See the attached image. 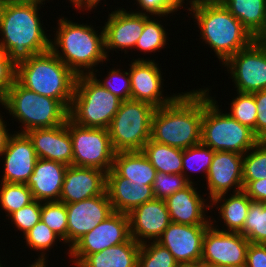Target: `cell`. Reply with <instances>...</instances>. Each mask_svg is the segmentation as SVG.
<instances>
[{
	"label": "cell",
	"mask_w": 266,
	"mask_h": 267,
	"mask_svg": "<svg viewBox=\"0 0 266 267\" xmlns=\"http://www.w3.org/2000/svg\"><path fill=\"white\" fill-rule=\"evenodd\" d=\"M67 167L59 162L38 158L26 183L33 199L39 202L59 201Z\"/></svg>",
	"instance_id": "obj_25"
},
{
	"label": "cell",
	"mask_w": 266,
	"mask_h": 267,
	"mask_svg": "<svg viewBox=\"0 0 266 267\" xmlns=\"http://www.w3.org/2000/svg\"><path fill=\"white\" fill-rule=\"evenodd\" d=\"M239 233L251 243L266 244V203L251 201L243 229Z\"/></svg>",
	"instance_id": "obj_35"
},
{
	"label": "cell",
	"mask_w": 266,
	"mask_h": 267,
	"mask_svg": "<svg viewBox=\"0 0 266 267\" xmlns=\"http://www.w3.org/2000/svg\"><path fill=\"white\" fill-rule=\"evenodd\" d=\"M128 216L130 236L139 244L157 241L171 223L164 199L145 202L134 208Z\"/></svg>",
	"instance_id": "obj_20"
},
{
	"label": "cell",
	"mask_w": 266,
	"mask_h": 267,
	"mask_svg": "<svg viewBox=\"0 0 266 267\" xmlns=\"http://www.w3.org/2000/svg\"><path fill=\"white\" fill-rule=\"evenodd\" d=\"M137 2V8L134 11L136 13L147 14L150 16L159 17L158 19H163L161 17H168L177 14L176 12L180 11L182 8L187 10L188 2L185 3V0H134ZM188 1V0H186ZM185 4V6H184ZM181 8V9H180ZM142 9V10H141ZM179 9V10H178ZM174 13V14H173ZM171 14V15H170Z\"/></svg>",
	"instance_id": "obj_41"
},
{
	"label": "cell",
	"mask_w": 266,
	"mask_h": 267,
	"mask_svg": "<svg viewBox=\"0 0 266 267\" xmlns=\"http://www.w3.org/2000/svg\"><path fill=\"white\" fill-rule=\"evenodd\" d=\"M0 106L18 124L21 123L18 127L21 130L14 131L17 133L56 127L68 119V109L59 100L39 95L23 87L17 80L7 91Z\"/></svg>",
	"instance_id": "obj_6"
},
{
	"label": "cell",
	"mask_w": 266,
	"mask_h": 267,
	"mask_svg": "<svg viewBox=\"0 0 266 267\" xmlns=\"http://www.w3.org/2000/svg\"><path fill=\"white\" fill-rule=\"evenodd\" d=\"M141 244L131 237L124 243L88 255L77 267H138Z\"/></svg>",
	"instance_id": "obj_28"
},
{
	"label": "cell",
	"mask_w": 266,
	"mask_h": 267,
	"mask_svg": "<svg viewBox=\"0 0 266 267\" xmlns=\"http://www.w3.org/2000/svg\"><path fill=\"white\" fill-rule=\"evenodd\" d=\"M77 75L49 49L16 66V80L39 95L59 100L68 110Z\"/></svg>",
	"instance_id": "obj_5"
},
{
	"label": "cell",
	"mask_w": 266,
	"mask_h": 267,
	"mask_svg": "<svg viewBox=\"0 0 266 267\" xmlns=\"http://www.w3.org/2000/svg\"><path fill=\"white\" fill-rule=\"evenodd\" d=\"M106 193L114 212L129 214L134 208L155 199L151 185H139L120 177L113 169L106 175Z\"/></svg>",
	"instance_id": "obj_24"
},
{
	"label": "cell",
	"mask_w": 266,
	"mask_h": 267,
	"mask_svg": "<svg viewBox=\"0 0 266 267\" xmlns=\"http://www.w3.org/2000/svg\"><path fill=\"white\" fill-rule=\"evenodd\" d=\"M16 80V65L0 50V103Z\"/></svg>",
	"instance_id": "obj_44"
},
{
	"label": "cell",
	"mask_w": 266,
	"mask_h": 267,
	"mask_svg": "<svg viewBox=\"0 0 266 267\" xmlns=\"http://www.w3.org/2000/svg\"><path fill=\"white\" fill-rule=\"evenodd\" d=\"M156 108L136 100L122 101L108 128L115 152L142 151L151 138L152 117Z\"/></svg>",
	"instance_id": "obj_9"
},
{
	"label": "cell",
	"mask_w": 266,
	"mask_h": 267,
	"mask_svg": "<svg viewBox=\"0 0 266 267\" xmlns=\"http://www.w3.org/2000/svg\"><path fill=\"white\" fill-rule=\"evenodd\" d=\"M143 154L157 172L182 174L183 150L149 140L143 147Z\"/></svg>",
	"instance_id": "obj_29"
},
{
	"label": "cell",
	"mask_w": 266,
	"mask_h": 267,
	"mask_svg": "<svg viewBox=\"0 0 266 267\" xmlns=\"http://www.w3.org/2000/svg\"><path fill=\"white\" fill-rule=\"evenodd\" d=\"M22 236L26 240L24 242H26L28 248L37 251V254L40 253L34 262L48 263L49 260L46 258V252L52 250L54 245L57 247V241L64 244L63 240L42 221H39L30 231Z\"/></svg>",
	"instance_id": "obj_32"
},
{
	"label": "cell",
	"mask_w": 266,
	"mask_h": 267,
	"mask_svg": "<svg viewBox=\"0 0 266 267\" xmlns=\"http://www.w3.org/2000/svg\"><path fill=\"white\" fill-rule=\"evenodd\" d=\"M42 202L33 200L28 205L18 211L13 212L8 220H11L12 227L23 232V235L30 231L39 221H41Z\"/></svg>",
	"instance_id": "obj_43"
},
{
	"label": "cell",
	"mask_w": 266,
	"mask_h": 267,
	"mask_svg": "<svg viewBox=\"0 0 266 267\" xmlns=\"http://www.w3.org/2000/svg\"><path fill=\"white\" fill-rule=\"evenodd\" d=\"M230 102L227 113L239 123L248 126L256 136L257 107L253 93L237 92Z\"/></svg>",
	"instance_id": "obj_38"
},
{
	"label": "cell",
	"mask_w": 266,
	"mask_h": 267,
	"mask_svg": "<svg viewBox=\"0 0 266 267\" xmlns=\"http://www.w3.org/2000/svg\"><path fill=\"white\" fill-rule=\"evenodd\" d=\"M161 22L154 16L144 14V29L135 45L136 50H139L140 53L144 52L145 55L146 53L151 54L166 48L165 45L168 44L169 37L167 36L166 28L163 27L164 25Z\"/></svg>",
	"instance_id": "obj_31"
},
{
	"label": "cell",
	"mask_w": 266,
	"mask_h": 267,
	"mask_svg": "<svg viewBox=\"0 0 266 267\" xmlns=\"http://www.w3.org/2000/svg\"><path fill=\"white\" fill-rule=\"evenodd\" d=\"M256 107V137L259 140H266V90L253 93Z\"/></svg>",
	"instance_id": "obj_45"
},
{
	"label": "cell",
	"mask_w": 266,
	"mask_h": 267,
	"mask_svg": "<svg viewBox=\"0 0 266 267\" xmlns=\"http://www.w3.org/2000/svg\"><path fill=\"white\" fill-rule=\"evenodd\" d=\"M45 4L0 6V50L7 53L16 66L50 49L51 35L45 32L38 12Z\"/></svg>",
	"instance_id": "obj_2"
},
{
	"label": "cell",
	"mask_w": 266,
	"mask_h": 267,
	"mask_svg": "<svg viewBox=\"0 0 266 267\" xmlns=\"http://www.w3.org/2000/svg\"><path fill=\"white\" fill-rule=\"evenodd\" d=\"M262 179H266V140H260L243 155V187Z\"/></svg>",
	"instance_id": "obj_36"
},
{
	"label": "cell",
	"mask_w": 266,
	"mask_h": 267,
	"mask_svg": "<svg viewBox=\"0 0 266 267\" xmlns=\"http://www.w3.org/2000/svg\"><path fill=\"white\" fill-rule=\"evenodd\" d=\"M41 221L56 233L66 245L68 222L65 203L61 201L42 202Z\"/></svg>",
	"instance_id": "obj_39"
},
{
	"label": "cell",
	"mask_w": 266,
	"mask_h": 267,
	"mask_svg": "<svg viewBox=\"0 0 266 267\" xmlns=\"http://www.w3.org/2000/svg\"><path fill=\"white\" fill-rule=\"evenodd\" d=\"M122 100L103 87L92 75L76 78L68 118L91 128L108 129Z\"/></svg>",
	"instance_id": "obj_8"
},
{
	"label": "cell",
	"mask_w": 266,
	"mask_h": 267,
	"mask_svg": "<svg viewBox=\"0 0 266 267\" xmlns=\"http://www.w3.org/2000/svg\"><path fill=\"white\" fill-rule=\"evenodd\" d=\"M192 183L185 189L165 199L171 222L183 225H211L206 213L210 210V201H206L201 192Z\"/></svg>",
	"instance_id": "obj_22"
},
{
	"label": "cell",
	"mask_w": 266,
	"mask_h": 267,
	"mask_svg": "<svg viewBox=\"0 0 266 267\" xmlns=\"http://www.w3.org/2000/svg\"><path fill=\"white\" fill-rule=\"evenodd\" d=\"M223 0H189V4H199V3H221Z\"/></svg>",
	"instance_id": "obj_52"
},
{
	"label": "cell",
	"mask_w": 266,
	"mask_h": 267,
	"mask_svg": "<svg viewBox=\"0 0 266 267\" xmlns=\"http://www.w3.org/2000/svg\"><path fill=\"white\" fill-rule=\"evenodd\" d=\"M250 242L237 232H225L210 225L203 237L200 263L210 267L243 265Z\"/></svg>",
	"instance_id": "obj_13"
},
{
	"label": "cell",
	"mask_w": 266,
	"mask_h": 267,
	"mask_svg": "<svg viewBox=\"0 0 266 267\" xmlns=\"http://www.w3.org/2000/svg\"><path fill=\"white\" fill-rule=\"evenodd\" d=\"M243 191L252 201L266 203V179L249 181Z\"/></svg>",
	"instance_id": "obj_47"
},
{
	"label": "cell",
	"mask_w": 266,
	"mask_h": 267,
	"mask_svg": "<svg viewBox=\"0 0 266 267\" xmlns=\"http://www.w3.org/2000/svg\"><path fill=\"white\" fill-rule=\"evenodd\" d=\"M130 237L128 214L113 212L69 249L70 261L77 267L88 255L122 244Z\"/></svg>",
	"instance_id": "obj_11"
},
{
	"label": "cell",
	"mask_w": 266,
	"mask_h": 267,
	"mask_svg": "<svg viewBox=\"0 0 266 267\" xmlns=\"http://www.w3.org/2000/svg\"><path fill=\"white\" fill-rule=\"evenodd\" d=\"M210 91V87H204L201 143L213 151L235 152L244 155L260 140L254 135L252 129L222 111L218 101L210 95Z\"/></svg>",
	"instance_id": "obj_7"
},
{
	"label": "cell",
	"mask_w": 266,
	"mask_h": 267,
	"mask_svg": "<svg viewBox=\"0 0 266 267\" xmlns=\"http://www.w3.org/2000/svg\"><path fill=\"white\" fill-rule=\"evenodd\" d=\"M67 246L66 252L86 233L93 230L114 211L107 193L90 197L76 203L66 204Z\"/></svg>",
	"instance_id": "obj_15"
},
{
	"label": "cell",
	"mask_w": 266,
	"mask_h": 267,
	"mask_svg": "<svg viewBox=\"0 0 266 267\" xmlns=\"http://www.w3.org/2000/svg\"><path fill=\"white\" fill-rule=\"evenodd\" d=\"M0 183V207L5 211L7 218L34 200L30 188L26 184Z\"/></svg>",
	"instance_id": "obj_34"
},
{
	"label": "cell",
	"mask_w": 266,
	"mask_h": 267,
	"mask_svg": "<svg viewBox=\"0 0 266 267\" xmlns=\"http://www.w3.org/2000/svg\"><path fill=\"white\" fill-rule=\"evenodd\" d=\"M27 265V267H47L48 263L32 262V264Z\"/></svg>",
	"instance_id": "obj_53"
},
{
	"label": "cell",
	"mask_w": 266,
	"mask_h": 267,
	"mask_svg": "<svg viewBox=\"0 0 266 267\" xmlns=\"http://www.w3.org/2000/svg\"><path fill=\"white\" fill-rule=\"evenodd\" d=\"M221 267H247L246 264L243 265H227V266H221Z\"/></svg>",
	"instance_id": "obj_55"
},
{
	"label": "cell",
	"mask_w": 266,
	"mask_h": 267,
	"mask_svg": "<svg viewBox=\"0 0 266 267\" xmlns=\"http://www.w3.org/2000/svg\"><path fill=\"white\" fill-rule=\"evenodd\" d=\"M129 65L131 78V99L146 102L155 108L170 104L180 93L170 96L165 94L162 68L159 63L150 58L133 59ZM158 63V64H157Z\"/></svg>",
	"instance_id": "obj_14"
},
{
	"label": "cell",
	"mask_w": 266,
	"mask_h": 267,
	"mask_svg": "<svg viewBox=\"0 0 266 267\" xmlns=\"http://www.w3.org/2000/svg\"><path fill=\"white\" fill-rule=\"evenodd\" d=\"M253 42L266 52V15L259 31L253 36Z\"/></svg>",
	"instance_id": "obj_50"
},
{
	"label": "cell",
	"mask_w": 266,
	"mask_h": 267,
	"mask_svg": "<svg viewBox=\"0 0 266 267\" xmlns=\"http://www.w3.org/2000/svg\"><path fill=\"white\" fill-rule=\"evenodd\" d=\"M106 175L107 172L96 168L68 166L59 201L70 204L103 195L106 192Z\"/></svg>",
	"instance_id": "obj_21"
},
{
	"label": "cell",
	"mask_w": 266,
	"mask_h": 267,
	"mask_svg": "<svg viewBox=\"0 0 266 267\" xmlns=\"http://www.w3.org/2000/svg\"><path fill=\"white\" fill-rule=\"evenodd\" d=\"M57 24L54 38L50 39L51 51L77 76L100 73L96 67L109 60L103 27L98 33L93 25L76 23L62 16Z\"/></svg>",
	"instance_id": "obj_3"
},
{
	"label": "cell",
	"mask_w": 266,
	"mask_h": 267,
	"mask_svg": "<svg viewBox=\"0 0 266 267\" xmlns=\"http://www.w3.org/2000/svg\"><path fill=\"white\" fill-rule=\"evenodd\" d=\"M203 112L204 88L180 92L170 104L156 108L150 139L182 150L200 144Z\"/></svg>",
	"instance_id": "obj_1"
},
{
	"label": "cell",
	"mask_w": 266,
	"mask_h": 267,
	"mask_svg": "<svg viewBox=\"0 0 266 267\" xmlns=\"http://www.w3.org/2000/svg\"><path fill=\"white\" fill-rule=\"evenodd\" d=\"M101 1L102 0H72L70 4L75 7L76 11L79 10V13L83 11L84 14V11L87 10L86 12H91L93 9H96L97 6H100L99 3H102ZM104 1L106 2V0Z\"/></svg>",
	"instance_id": "obj_48"
},
{
	"label": "cell",
	"mask_w": 266,
	"mask_h": 267,
	"mask_svg": "<svg viewBox=\"0 0 266 267\" xmlns=\"http://www.w3.org/2000/svg\"><path fill=\"white\" fill-rule=\"evenodd\" d=\"M210 225H183L171 222L157 239L180 266L200 263L203 237Z\"/></svg>",
	"instance_id": "obj_16"
},
{
	"label": "cell",
	"mask_w": 266,
	"mask_h": 267,
	"mask_svg": "<svg viewBox=\"0 0 266 267\" xmlns=\"http://www.w3.org/2000/svg\"><path fill=\"white\" fill-rule=\"evenodd\" d=\"M112 169L129 182L153 185L157 170L142 151L116 152Z\"/></svg>",
	"instance_id": "obj_27"
},
{
	"label": "cell",
	"mask_w": 266,
	"mask_h": 267,
	"mask_svg": "<svg viewBox=\"0 0 266 267\" xmlns=\"http://www.w3.org/2000/svg\"><path fill=\"white\" fill-rule=\"evenodd\" d=\"M116 9L109 13L103 26L107 58L111 51H125L124 54H128V50L135 48L144 29V14L121 7Z\"/></svg>",
	"instance_id": "obj_17"
},
{
	"label": "cell",
	"mask_w": 266,
	"mask_h": 267,
	"mask_svg": "<svg viewBox=\"0 0 266 267\" xmlns=\"http://www.w3.org/2000/svg\"><path fill=\"white\" fill-rule=\"evenodd\" d=\"M103 87L116 95L122 101L131 99V78L129 70L113 68L107 72L105 78L98 79L96 73L91 74Z\"/></svg>",
	"instance_id": "obj_40"
},
{
	"label": "cell",
	"mask_w": 266,
	"mask_h": 267,
	"mask_svg": "<svg viewBox=\"0 0 266 267\" xmlns=\"http://www.w3.org/2000/svg\"><path fill=\"white\" fill-rule=\"evenodd\" d=\"M181 267H210V266L205 265L203 263H197V264L184 265V266H181Z\"/></svg>",
	"instance_id": "obj_54"
},
{
	"label": "cell",
	"mask_w": 266,
	"mask_h": 267,
	"mask_svg": "<svg viewBox=\"0 0 266 267\" xmlns=\"http://www.w3.org/2000/svg\"><path fill=\"white\" fill-rule=\"evenodd\" d=\"M46 0H0V6L12 4L45 3Z\"/></svg>",
	"instance_id": "obj_51"
},
{
	"label": "cell",
	"mask_w": 266,
	"mask_h": 267,
	"mask_svg": "<svg viewBox=\"0 0 266 267\" xmlns=\"http://www.w3.org/2000/svg\"><path fill=\"white\" fill-rule=\"evenodd\" d=\"M214 153L215 151H213L210 147L203 145L202 143L184 149L182 157V175L191 184L195 182L192 180L191 175H188L190 172L201 174L203 172L205 174H203V178H206Z\"/></svg>",
	"instance_id": "obj_33"
},
{
	"label": "cell",
	"mask_w": 266,
	"mask_h": 267,
	"mask_svg": "<svg viewBox=\"0 0 266 267\" xmlns=\"http://www.w3.org/2000/svg\"><path fill=\"white\" fill-rule=\"evenodd\" d=\"M188 15L195 19L202 43L213 50L220 64L253 43V36L222 3L189 4Z\"/></svg>",
	"instance_id": "obj_4"
},
{
	"label": "cell",
	"mask_w": 266,
	"mask_h": 267,
	"mask_svg": "<svg viewBox=\"0 0 266 267\" xmlns=\"http://www.w3.org/2000/svg\"><path fill=\"white\" fill-rule=\"evenodd\" d=\"M3 117L4 116H2V114L0 113V156L6 148L9 137L12 135L7 127V122L4 120Z\"/></svg>",
	"instance_id": "obj_49"
},
{
	"label": "cell",
	"mask_w": 266,
	"mask_h": 267,
	"mask_svg": "<svg viewBox=\"0 0 266 267\" xmlns=\"http://www.w3.org/2000/svg\"><path fill=\"white\" fill-rule=\"evenodd\" d=\"M138 267H181L169 250L156 241L141 244Z\"/></svg>",
	"instance_id": "obj_37"
},
{
	"label": "cell",
	"mask_w": 266,
	"mask_h": 267,
	"mask_svg": "<svg viewBox=\"0 0 266 267\" xmlns=\"http://www.w3.org/2000/svg\"><path fill=\"white\" fill-rule=\"evenodd\" d=\"M68 130L73 146V166L105 172L112 169L116 152L108 129L83 127L68 118Z\"/></svg>",
	"instance_id": "obj_10"
},
{
	"label": "cell",
	"mask_w": 266,
	"mask_h": 267,
	"mask_svg": "<svg viewBox=\"0 0 266 267\" xmlns=\"http://www.w3.org/2000/svg\"><path fill=\"white\" fill-rule=\"evenodd\" d=\"M3 171L0 182L26 184L32 175L38 156L31 140L24 133L12 131L5 150L0 156Z\"/></svg>",
	"instance_id": "obj_19"
},
{
	"label": "cell",
	"mask_w": 266,
	"mask_h": 267,
	"mask_svg": "<svg viewBox=\"0 0 266 267\" xmlns=\"http://www.w3.org/2000/svg\"><path fill=\"white\" fill-rule=\"evenodd\" d=\"M224 7L254 36L266 15V0H223Z\"/></svg>",
	"instance_id": "obj_30"
},
{
	"label": "cell",
	"mask_w": 266,
	"mask_h": 267,
	"mask_svg": "<svg viewBox=\"0 0 266 267\" xmlns=\"http://www.w3.org/2000/svg\"><path fill=\"white\" fill-rule=\"evenodd\" d=\"M245 264L247 267H266V244L250 242Z\"/></svg>",
	"instance_id": "obj_46"
},
{
	"label": "cell",
	"mask_w": 266,
	"mask_h": 267,
	"mask_svg": "<svg viewBox=\"0 0 266 267\" xmlns=\"http://www.w3.org/2000/svg\"><path fill=\"white\" fill-rule=\"evenodd\" d=\"M1 259V257H0ZM4 264H2V261L0 260V267H6L5 265L3 266Z\"/></svg>",
	"instance_id": "obj_56"
},
{
	"label": "cell",
	"mask_w": 266,
	"mask_h": 267,
	"mask_svg": "<svg viewBox=\"0 0 266 267\" xmlns=\"http://www.w3.org/2000/svg\"><path fill=\"white\" fill-rule=\"evenodd\" d=\"M251 201L243 190L216 196L210 201V209L216 207L219 217H221L218 220H222L224 226L221 227L222 229L218 225L216 226L219 221H216L215 218H213L214 221L210 219L211 225L221 231L239 233L243 229Z\"/></svg>",
	"instance_id": "obj_26"
},
{
	"label": "cell",
	"mask_w": 266,
	"mask_h": 267,
	"mask_svg": "<svg viewBox=\"0 0 266 267\" xmlns=\"http://www.w3.org/2000/svg\"><path fill=\"white\" fill-rule=\"evenodd\" d=\"M207 199L243 190V155L235 152L215 151L206 176ZM229 191V192H228Z\"/></svg>",
	"instance_id": "obj_18"
},
{
	"label": "cell",
	"mask_w": 266,
	"mask_h": 267,
	"mask_svg": "<svg viewBox=\"0 0 266 267\" xmlns=\"http://www.w3.org/2000/svg\"><path fill=\"white\" fill-rule=\"evenodd\" d=\"M191 183L182 174L156 173L153 182V192L155 199H166L177 191L185 189Z\"/></svg>",
	"instance_id": "obj_42"
},
{
	"label": "cell",
	"mask_w": 266,
	"mask_h": 267,
	"mask_svg": "<svg viewBox=\"0 0 266 267\" xmlns=\"http://www.w3.org/2000/svg\"><path fill=\"white\" fill-rule=\"evenodd\" d=\"M31 140L38 158L52 160L66 166L73 165V146L66 123L52 127L33 129L25 133Z\"/></svg>",
	"instance_id": "obj_23"
},
{
	"label": "cell",
	"mask_w": 266,
	"mask_h": 267,
	"mask_svg": "<svg viewBox=\"0 0 266 267\" xmlns=\"http://www.w3.org/2000/svg\"><path fill=\"white\" fill-rule=\"evenodd\" d=\"M222 66L227 68L236 92L266 90V52L254 42L231 56Z\"/></svg>",
	"instance_id": "obj_12"
}]
</instances>
